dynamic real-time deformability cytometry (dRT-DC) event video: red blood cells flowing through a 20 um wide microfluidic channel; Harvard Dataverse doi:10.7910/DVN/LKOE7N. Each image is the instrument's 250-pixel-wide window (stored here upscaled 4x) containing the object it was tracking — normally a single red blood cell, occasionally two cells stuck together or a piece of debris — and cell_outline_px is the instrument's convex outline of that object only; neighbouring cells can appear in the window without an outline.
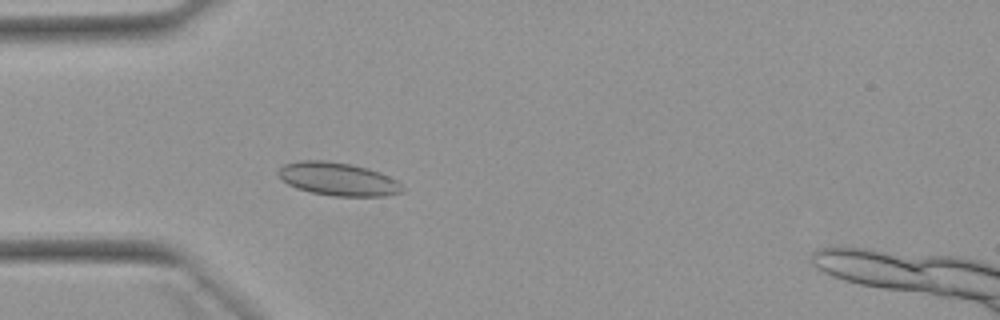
{"species": "Egyptian fruit bat (a non-hibernating species)", "species_latin": "Rousettus aegyptiacus", "temperature_condition": "warm", "stored_images_in_passage": 53, "camera_frame_rate_fps": 3000, "um_per_image_px": 0.085, "animal": {"sex": "female"}, "frame": {"image": 1, "passage_image": 16, "time_ms": 5.0, "image_size_px": [1000, 320], "cell_outline_px": [[404, 192], [388, 196], [332, 196], [312, 192], [296, 188], [288, 184], [276, 172], [284, 164], [300, 160], [324, 160], [352, 164], [368, 168], [380, 172], [396, 180], [404, 188]], "centroid_in_image_um": [28.75, 15.22], "position_along_channel_um": 56.2, "area_um2": 24.04}}
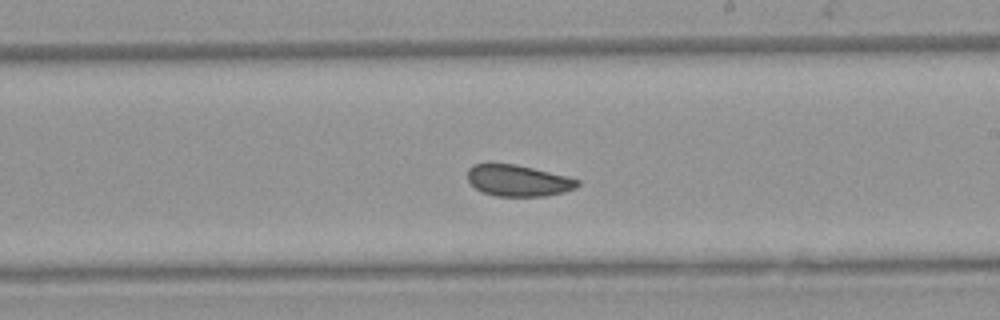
{"frame": {"image": 2, "passage_image": 31, "time_ms": 10.0, "image_size_px": [1000, 320], "cell_outline_px": [[580, 184], [576, 188], [564, 192], [544, 196], [496, 196], [484, 192], [476, 188], [468, 180], [468, 168], [472, 164], [516, 164], [568, 176], [580, 180]], "centroid_in_image_um": [44.08, 15.35], "position_along_channel_um": 244.9, "area_um2": 20.06}}
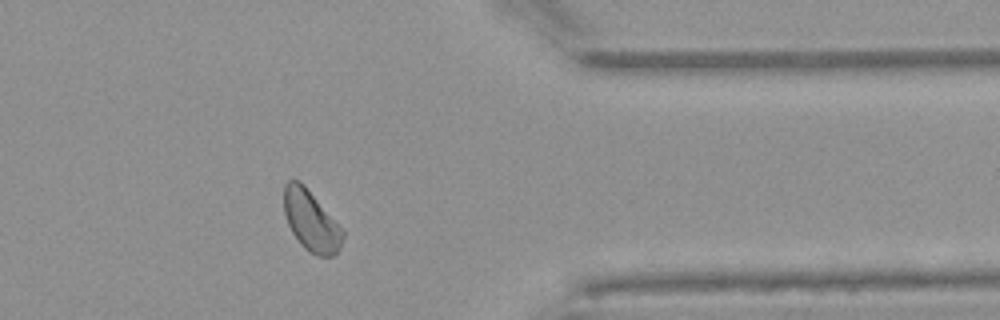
{"frame": {"image": 3, "passage_image": 43, "time_ms": 14.0, "image_size_px": [1000, 320], "cell_outline_px": [[344, 236], [340, 248], [332, 256], [320, 256], [308, 252], [300, 244], [292, 232], [288, 224], [284, 212], [284, 184], [288, 180], [300, 180], [304, 184], [344, 232]], "centroid_in_image_um": [26.41, 18.77], "position_along_channel_um": 385.0, "area_um2": 20.52}, "authors_computed_cell_mechanics": {"area_um2": 21.4438, "velocity_mm_per_s": 3.8881, "shape_relaxation_time_tau1_ms": 4.8334, "shape_relaxation_time_tau2_ms": 1.2159, "deformation_change_tau1": 0.0859, "deformation_change_tau2": 0.0582}}